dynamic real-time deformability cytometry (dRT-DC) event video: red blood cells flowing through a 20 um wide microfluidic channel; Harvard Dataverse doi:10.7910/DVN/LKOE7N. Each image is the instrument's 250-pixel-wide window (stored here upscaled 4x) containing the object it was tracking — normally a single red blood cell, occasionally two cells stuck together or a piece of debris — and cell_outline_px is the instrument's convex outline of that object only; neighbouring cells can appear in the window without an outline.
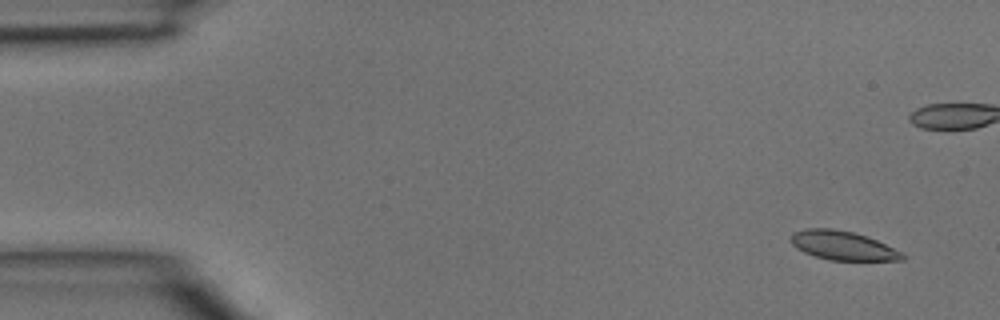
{"species": "common noctule bat (a hibernating species)", "species_latin": "Nyctalus noctula", "temperature_condition": "room temperature", "stored_images_in_passage": 5, "camera_frame_rate_fps": 3000, "um_per_image_px": 0.085, "animal": {"sex": "male", "body_mass_g": 15.6}, "frame": {"image": 1, "passage_image": 1, "time_ms": 0.0, "image_size_px": [1000, 320], "cell_outline_px": [[904, 260], [828, 260], [804, 252], [796, 248], [792, 244], [792, 232], [804, 228], [832, 228], [852, 232], [876, 240], [904, 252]], "centroid_in_image_um": [71.63, 20.87], "position_along_channel_um": 13.4, "area_um2": 18.73}}